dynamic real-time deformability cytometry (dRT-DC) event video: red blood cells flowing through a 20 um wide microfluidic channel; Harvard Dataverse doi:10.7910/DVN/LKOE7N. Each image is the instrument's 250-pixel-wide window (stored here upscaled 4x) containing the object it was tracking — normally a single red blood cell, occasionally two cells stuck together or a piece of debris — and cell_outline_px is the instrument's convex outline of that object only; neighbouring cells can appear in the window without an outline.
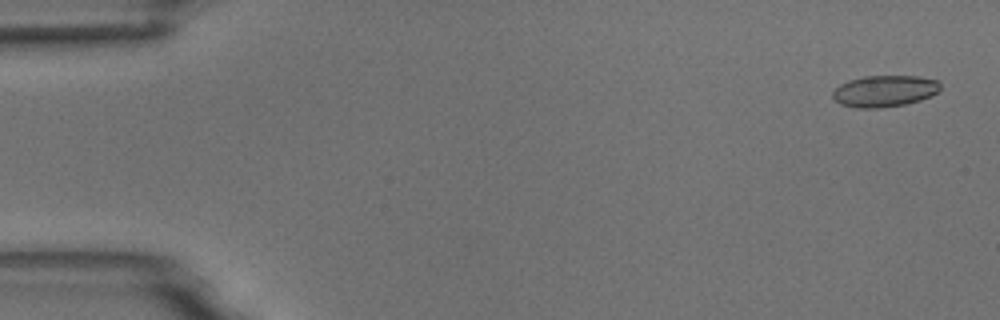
{"species": "common noctule bat (a hibernating species)", "species_latin": "Nyctalus noctula", "temperature_condition": "room temperature", "stored_images_in_passage": 5, "camera_frame_rate_fps": 3000, "um_per_image_px": 0.085, "animal": {"sex": "male", "body_mass_g": 18.8}, "frame": {"image": 1, "passage_image": 1, "time_ms": 0.0, "image_size_px": [1000, 320], "cell_outline_px": [[940, 88], [936, 92], [920, 100], [904, 104], [880, 108], [856, 108], [840, 104], [832, 96], [832, 92], [840, 84], [848, 80], [864, 76], [920, 76], [936, 80], [940, 84]], "centroid_in_image_um": [75.15, 7.73], "position_along_channel_um": 9.9, "area_um2": 19.65}}
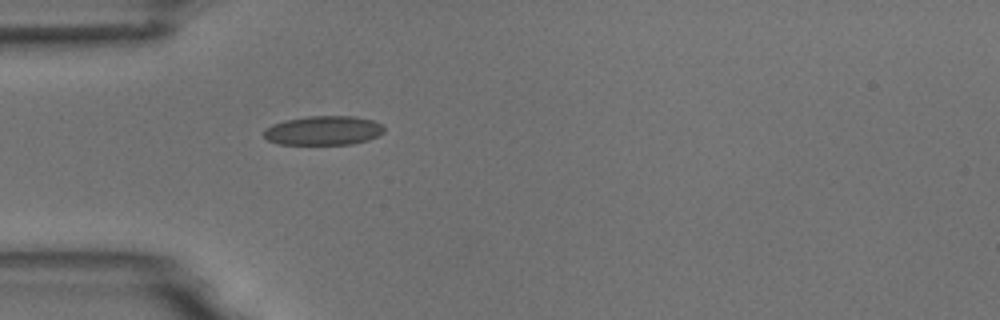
{"frame": {"image": 2, "passage_image": 5, "time_ms": 4.667, "image_size_px": [1000, 320], "cell_outline_px": [[384, 132], [368, 140], [352, 144], [280, 144], [268, 140], [264, 136], [264, 132], [272, 124], [284, 120], [308, 116], [356, 116], [372, 120], [380, 124], [384, 128]], "centroid_in_image_um": [27.5, 11.09], "position_along_channel_um": 57.5, "area_um2": 20.35}}